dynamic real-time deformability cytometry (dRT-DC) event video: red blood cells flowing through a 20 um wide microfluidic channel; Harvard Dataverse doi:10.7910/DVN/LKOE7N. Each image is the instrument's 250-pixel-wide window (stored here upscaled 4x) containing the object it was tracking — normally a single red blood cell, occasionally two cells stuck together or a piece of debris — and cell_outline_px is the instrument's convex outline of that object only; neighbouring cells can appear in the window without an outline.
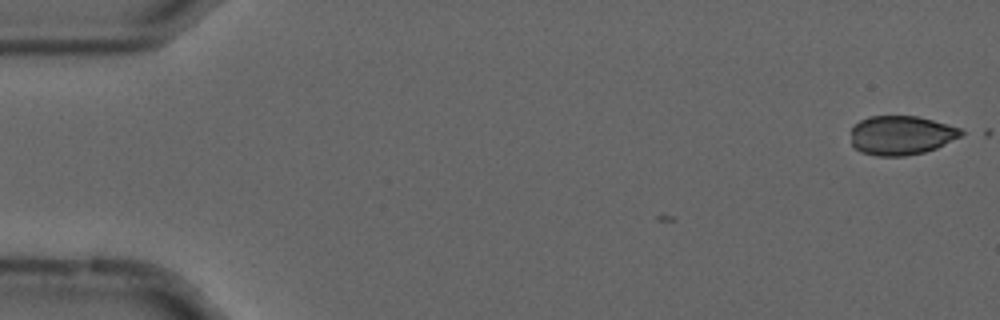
{"species": "common noctule bat (a hibernating species)", "species_latin": "Nyctalus noctula", "temperature_condition": "cold", "stored_images_in_passage": 5, "camera_frame_rate_fps": 3000, "um_per_image_px": 0.085, "animal": {"sex": "male", "forearm_length_mm": 52.5}, "frame": {"image": 1, "passage_image": 1, "time_ms": 0.0, "image_size_px": [1000, 320], "cell_outline_px": [[968, 132], [936, 148], [924, 152], [904, 156], [876, 156], [860, 152], [852, 148], [852, 128], [860, 120], [868, 116], [916, 116], [932, 120], [960, 128]], "centroid_in_image_um": [76.58, 11.5], "position_along_channel_um": 8.4, "area_um2": 25.2}}